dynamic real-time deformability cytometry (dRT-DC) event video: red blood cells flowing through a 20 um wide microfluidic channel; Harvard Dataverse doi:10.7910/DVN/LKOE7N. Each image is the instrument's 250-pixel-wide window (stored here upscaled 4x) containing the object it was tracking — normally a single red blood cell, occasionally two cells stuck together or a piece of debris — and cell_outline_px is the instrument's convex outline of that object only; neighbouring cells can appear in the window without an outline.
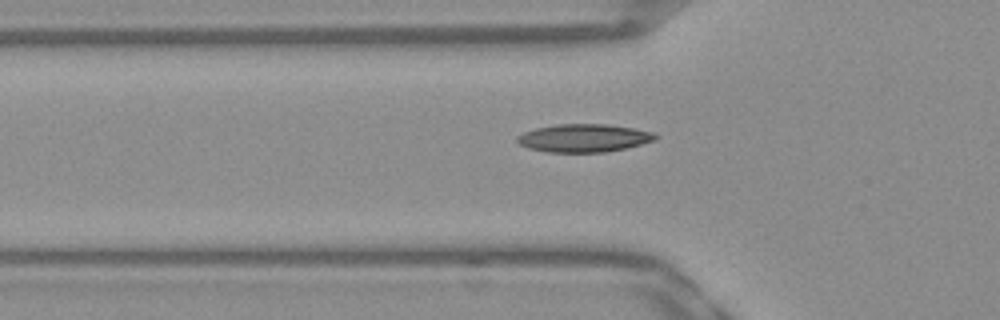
{"species": "Egyptian fruit bat (a non-hibernating species)", "species_latin": "Rousettus aegyptiacus", "temperature_condition": "warm", "stored_images_in_passage": 39, "camera_frame_rate_fps": 3000, "um_per_image_px": 0.085, "frame": {"image": 1, "passage_image": 6, "time_ms": 1.667, "image_size_px": [1000, 320], "cell_outline_px": [[660, 136], [656, 140], [624, 148], [604, 152], [548, 152], [528, 148], [520, 144], [516, 140], [516, 136], [524, 132], [536, 128], [556, 124], [608, 124], [636, 128], [652, 132]], "centroid_in_image_um": [49.64, 11.72], "position_along_channel_um": 76.2, "area_um2": 22.6}}
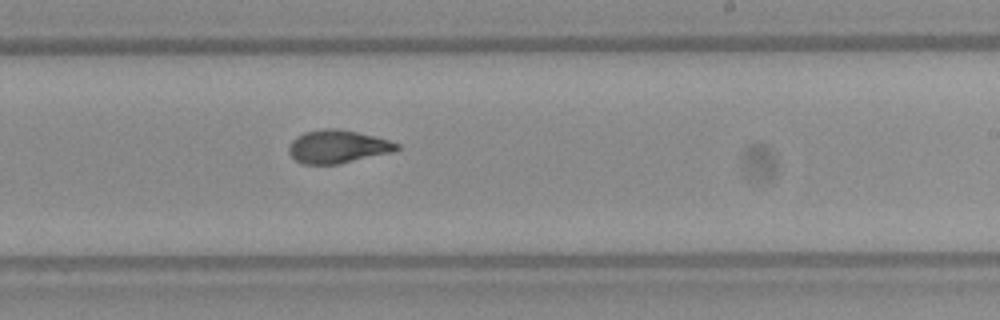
{"frame": {"image": 2, "passage_image": 20, "time_ms": 6.333, "image_size_px": [1000, 320], "cell_outline_px": [[400, 148], [392, 152], [336, 164], [304, 164], [296, 160], [288, 152], [288, 148], [292, 140], [296, 136], [304, 132], [324, 128], [340, 128], [388, 140], [400, 144]], "centroid_in_image_um": [28.67, 12.45], "position_along_channel_um": 260.3, "area_um2": 20.63}}
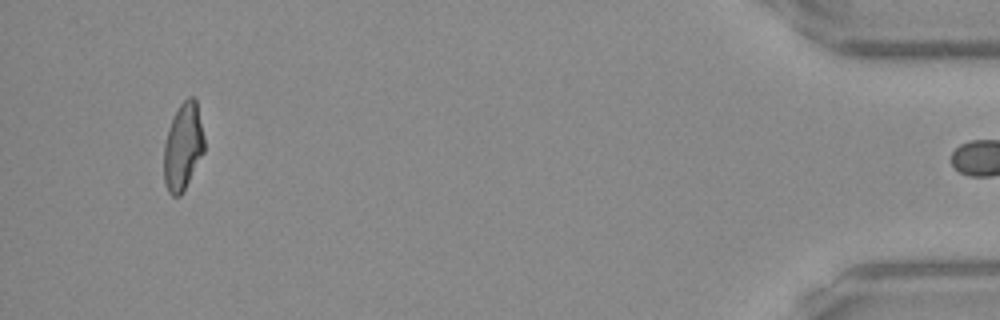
{"frame": {"image": 3, "passage_image": 38, "time_ms": 12.333, "image_size_px": [1000, 320], "cell_outline_px": [[204, 152], [180, 196], [172, 196], [168, 192], [164, 184], [164, 144], [168, 128], [180, 104], [188, 96], [192, 96], [196, 100], [204, 136]], "centroid_in_image_um": [15.55, 12.47], "position_along_channel_um": 419.7, "area_um2": 20.35}, "authors_computed_cell_mechanics": {"area_um2": 20.7502, "velocity_mm_per_s": 3.9196, "shape_relaxation_time_tau1_ms": 9.8514, "shape_relaxation_time_tau2_ms": 1.4106, "deformation_change_tau1": 0.2681, "deformation_change_tau2": 0.0746}}